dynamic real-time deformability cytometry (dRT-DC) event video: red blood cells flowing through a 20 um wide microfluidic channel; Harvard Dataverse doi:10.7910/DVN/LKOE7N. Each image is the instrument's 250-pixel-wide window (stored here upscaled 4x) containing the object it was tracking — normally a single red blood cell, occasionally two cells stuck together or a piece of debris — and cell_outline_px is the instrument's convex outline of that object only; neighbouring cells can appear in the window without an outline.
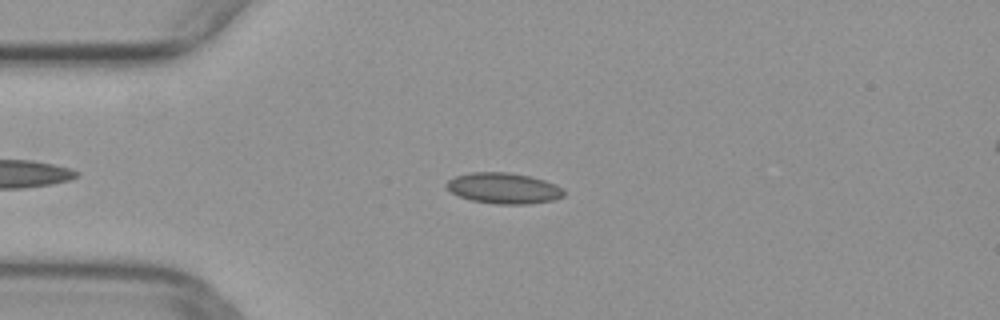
{"species": "common noctule bat (a hibernating species)", "species_latin": "Nyctalus noctula", "temperature_condition": "warm", "stored_images_in_passage": 37, "camera_frame_rate_fps": 3000, "um_per_image_px": 0.085, "animal": {"sex": "female", "body_mass_g": 29.2, "forearm_length_mm": 56.3}, "frame": {"image": 1, "passage_image": 3, "time_ms": 0.667, "image_size_px": [1000, 320], "cell_outline_px": [[564, 196], [556, 200], [528, 204], [496, 204], [472, 200], [460, 196], [452, 192], [444, 184], [448, 180], [456, 176], [472, 172], [508, 172], [532, 176], [556, 184], [564, 188]], "centroid_in_image_um": [42.86, 16.0], "position_along_channel_um": 42.1, "area_um2": 21.21}}
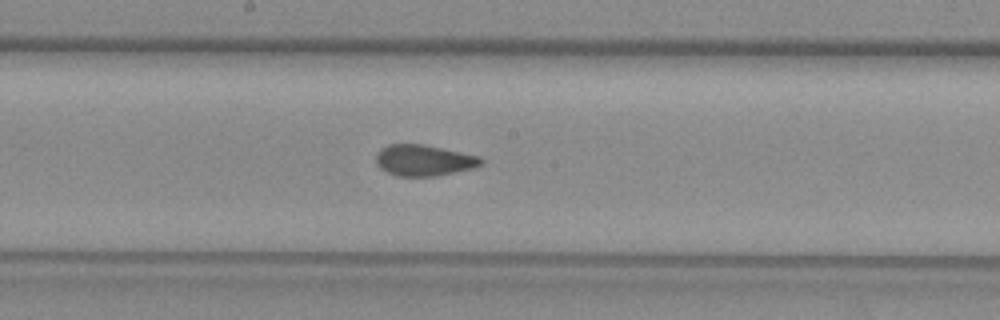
{"frame": {"image": 2, "passage_image": 17, "time_ms": 5.333, "image_size_px": [1000, 320], "cell_outline_px": [[484, 164], [472, 168], [436, 176], [396, 176], [380, 168], [376, 164], [376, 152], [380, 148], [388, 144], [424, 144], [480, 156], [484, 160]], "centroid_in_image_um": [36.02, 13.62], "position_along_channel_um": 212.2, "area_um2": 19.19}}
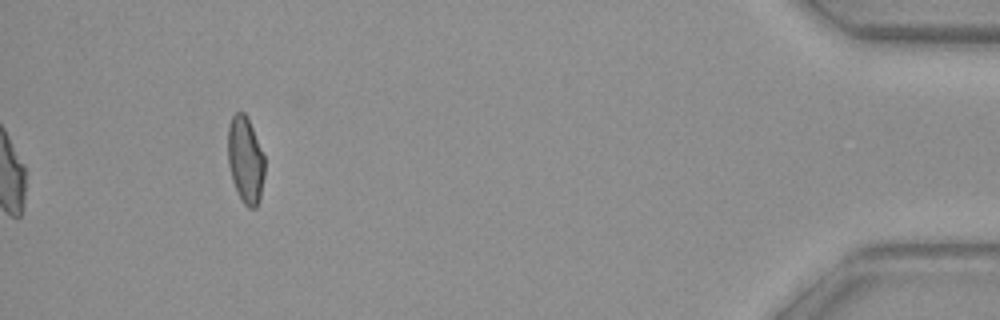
{"frame": {"image": 3, "passage_image": 37, "time_ms": 12.0, "image_size_px": [1000, 320], "cell_outline_px": [[264, 176], [260, 200], [256, 208], [248, 208], [240, 200], [232, 180], [228, 164], [228, 124], [232, 116], [236, 112], [244, 112], [248, 116], [264, 156]], "centroid_in_image_um": [20.86, 13.6], "position_along_channel_um": 414.3, "area_um2": 18.84}}